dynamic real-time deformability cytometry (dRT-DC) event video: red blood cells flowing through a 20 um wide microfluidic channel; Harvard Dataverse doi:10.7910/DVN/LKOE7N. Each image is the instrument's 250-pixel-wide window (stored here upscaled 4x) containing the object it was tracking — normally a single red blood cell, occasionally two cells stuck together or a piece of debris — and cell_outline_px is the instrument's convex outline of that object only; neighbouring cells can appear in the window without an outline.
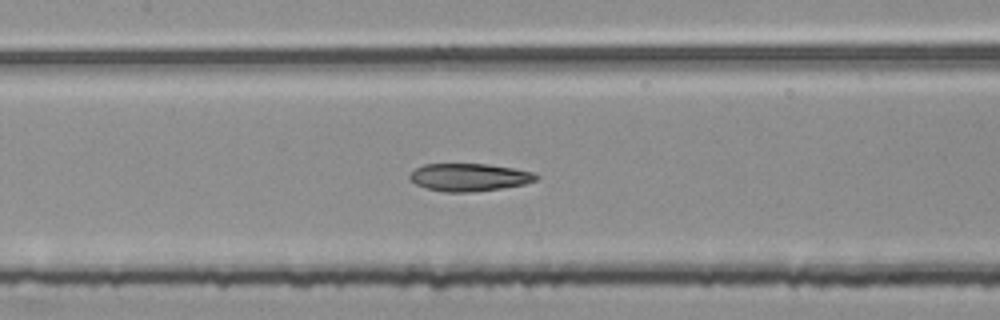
{"species": "common noctule bat (a hibernating species)", "species_latin": "Nyctalus noctula", "temperature_condition": "room temperature", "stored_images_in_passage": 23, "camera_frame_rate_fps": 3000, "um_per_image_px": 0.085, "animal": {"sex": "female", "body_mass_g": 25.1}, "frame": {"image": 1, "passage_image": 23, "time_ms": 7.333, "image_size_px": [1000, 320], "cell_outline_px": [[540, 176], [536, 180], [524, 184], [500, 188], [472, 192], [444, 192], [424, 188], [416, 184], [408, 176], [416, 168], [424, 164], [488, 164], [536, 172]], "centroid_in_image_um": [39.9, 15.06], "position_along_channel_um": 167.5, "area_um2": 20.4}}